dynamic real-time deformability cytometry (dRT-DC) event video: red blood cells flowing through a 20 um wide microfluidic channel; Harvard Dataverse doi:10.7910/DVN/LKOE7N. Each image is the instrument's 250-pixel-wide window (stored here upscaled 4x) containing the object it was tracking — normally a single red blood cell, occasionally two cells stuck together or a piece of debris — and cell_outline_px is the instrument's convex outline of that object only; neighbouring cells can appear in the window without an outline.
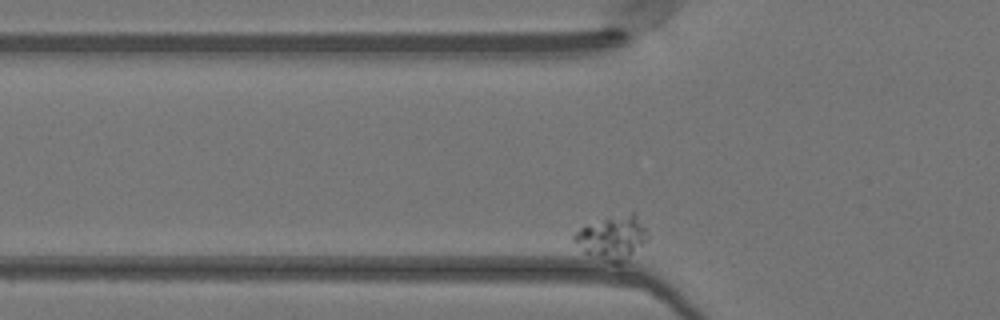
{"species": "Egyptian fruit bat (a non-hibernating species)", "species_latin": "Rousettus aegyptiacus", "temperature_condition": "warm", "stored_images_in_passage": 38, "camera_frame_rate_fps": 3000, "um_per_image_px": 0.085, "animal": {"sex": "female"}, "frame": {"image": 1, "passage_image": 6, "time_ms": 1.667, "image_size_px": [1000, 320], "cell_outline_px": [[648, 240], [620, 264], [612, 264], [584, 252], [572, 240], [572, 236], [580, 228], [604, 220], [632, 212], [636, 216], [644, 228], [648, 236]], "centroid_in_image_um": [52.03, 20.25], "position_along_channel_um": 73.8, "area_um2": 18.09}}
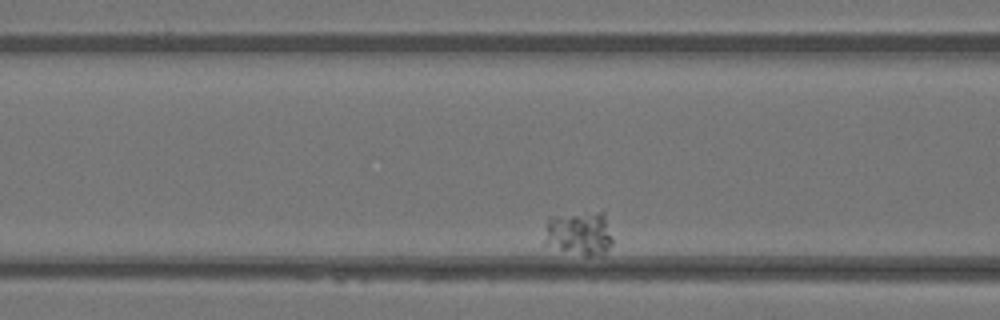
{"frame": {"image": 2, "passage_image": 11, "time_ms": 3.333, "image_size_px": [1000, 320], "cell_outline_px": [[612, 244], [604, 252], [588, 256], [584, 256], [544, 244], [544, 224], [548, 216], [604, 208], [612, 240]], "centroid_in_image_um": [49.21, 19.74], "position_along_channel_um": 117.4, "area_um2": 18.26}}
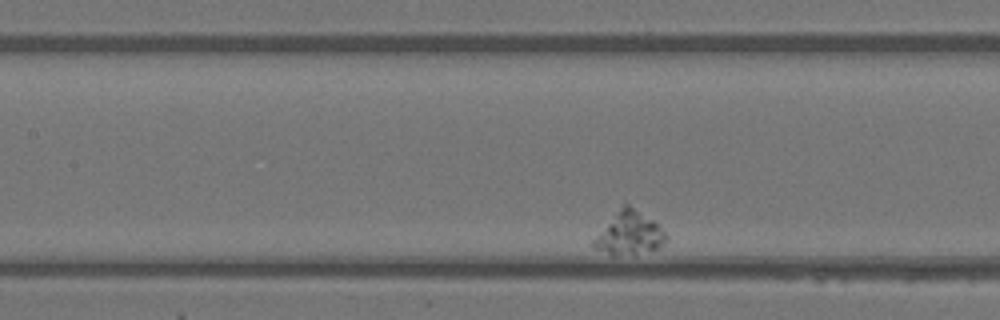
{"frame": {"image": 3, "passage_image": 15, "time_ms": 4.667, "image_size_px": [1000, 320], "cell_outline_px": [[668, 240], [656, 248], [636, 252], [608, 252], [596, 248], [592, 244], [592, 240], [624, 200], [652, 220], [668, 236]], "centroid_in_image_um": [53.47, 19.72], "position_along_channel_um": 153.9, "area_um2": 17.34}}